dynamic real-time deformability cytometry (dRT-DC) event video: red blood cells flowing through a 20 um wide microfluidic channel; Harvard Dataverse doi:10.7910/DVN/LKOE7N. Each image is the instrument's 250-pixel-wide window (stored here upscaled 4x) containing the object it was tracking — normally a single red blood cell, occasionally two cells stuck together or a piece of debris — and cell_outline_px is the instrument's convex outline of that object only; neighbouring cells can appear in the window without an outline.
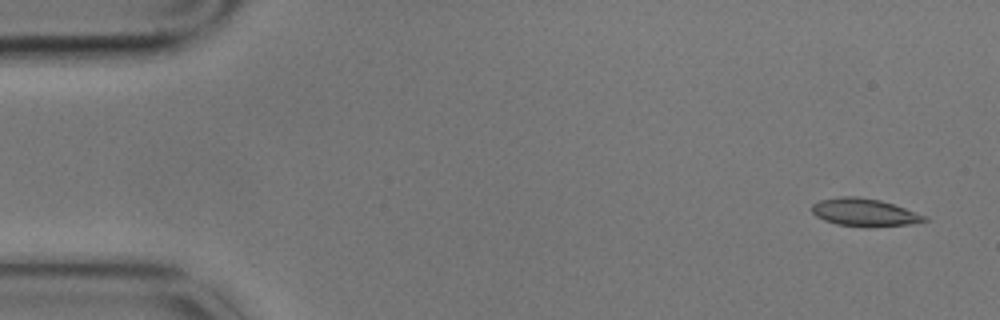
{"species": "common noctule bat (a hibernating species)", "species_latin": "Nyctalus noctula", "temperature_condition": "cold", "stored_images_in_passage": 5, "camera_frame_rate_fps": 3000, "um_per_image_px": 0.085, "animal": {"sex": "male", "body_mass_g": 17.9}, "frame": {"image": 1, "passage_image": 1, "time_ms": 0.0, "image_size_px": [1000, 320], "cell_outline_px": [[928, 220], [908, 224], [868, 228], [864, 228], [836, 224], [824, 220], [816, 216], [812, 212], [812, 204], [820, 200], [840, 196], [856, 196], [880, 200], [904, 208], [924, 216]], "centroid_in_image_um": [73.41, 18.06], "position_along_channel_um": 11.6, "area_um2": 18.15}}